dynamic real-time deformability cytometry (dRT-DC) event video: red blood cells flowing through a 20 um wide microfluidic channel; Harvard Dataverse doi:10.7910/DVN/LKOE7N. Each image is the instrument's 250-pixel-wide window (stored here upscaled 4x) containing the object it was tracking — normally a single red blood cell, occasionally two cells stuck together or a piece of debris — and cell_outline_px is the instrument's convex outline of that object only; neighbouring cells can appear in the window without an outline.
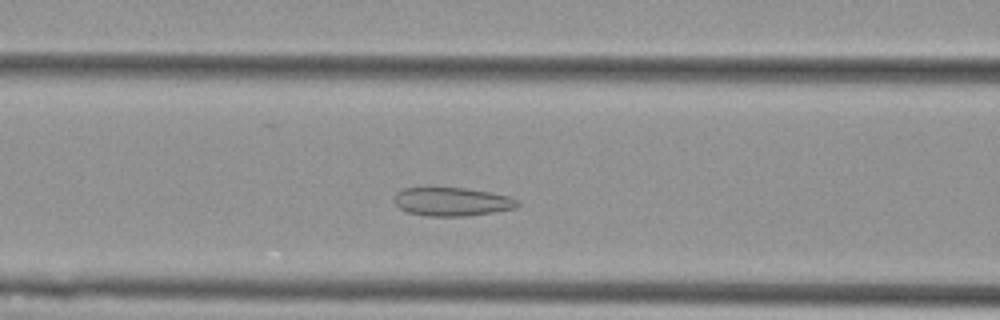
{"species": "Egyptian fruit bat (a non-hibernating species)", "species_latin": "Rousettus aegyptiacus", "temperature_condition": "cold", "stored_images_in_passage": 46, "camera_frame_rate_fps": 3000, "um_per_image_px": 0.085, "animal": {"sex": "female"}, "frame": {"image": 1, "passage_image": 13, "time_ms": 4.0, "image_size_px": [1000, 320], "cell_outline_px": [[520, 204], [516, 208], [468, 216], [424, 216], [408, 212], [400, 208], [392, 200], [396, 192], [400, 188], [464, 188], [492, 192], [508, 196], [520, 200]], "centroid_in_image_um": [38.42, 17.14], "position_along_channel_um": 128.2, "area_um2": 20.69}}
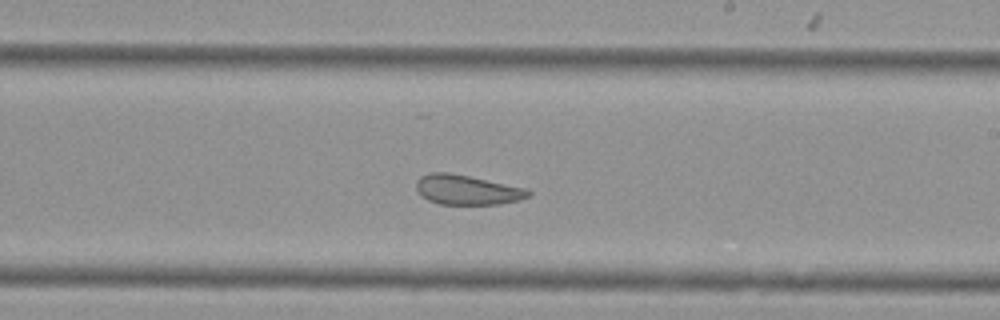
{"frame": {"image": 2, "passage_image": 23, "time_ms": 7.333, "image_size_px": [1000, 320], "cell_outline_px": [[532, 192], [528, 196], [520, 200], [500, 204], [440, 204], [428, 200], [420, 196], [416, 188], [416, 180], [420, 176], [428, 172], [448, 172], [528, 188]], "centroid_in_image_um": [39.68, 16.13], "position_along_channel_um": 249.3, "area_um2": 19.59}}
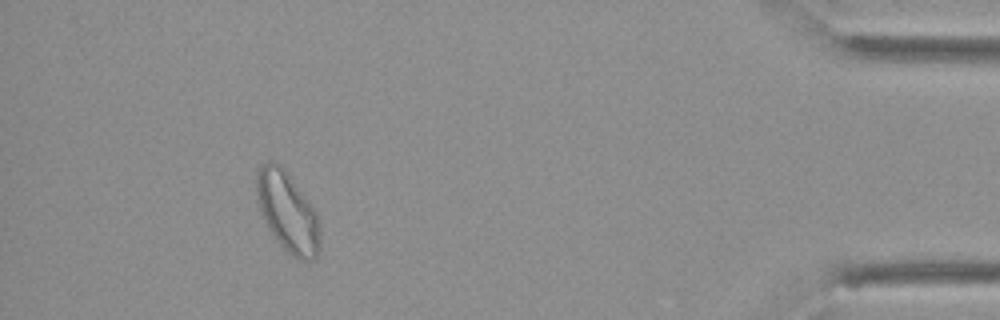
{"frame": {"image": 3, "passage_image": 41, "time_ms": 13.333, "image_size_px": [1000, 320], "cell_outline_px": [[320, 248], [316, 256], [312, 260], [300, 260], [292, 256], [276, 240], [260, 216], [256, 192], [256, 172], [260, 164], [268, 160], [272, 160], [284, 168], [316, 212], [320, 224]], "centroid_in_image_um": [24.41, 18.01], "position_along_channel_um": 410.8, "area_um2": 29.82}, "authors_computed_cell_mechanics": {"area_um2": 23.698, "velocity_mm_per_s": 3.6561, "shape_relaxation_time_tau1_ms": null, "shape_relaxation_time_tau2_ms": 1.396, "deformation_change_tau1": null, "deformation_change_tau2": 0.0767}}